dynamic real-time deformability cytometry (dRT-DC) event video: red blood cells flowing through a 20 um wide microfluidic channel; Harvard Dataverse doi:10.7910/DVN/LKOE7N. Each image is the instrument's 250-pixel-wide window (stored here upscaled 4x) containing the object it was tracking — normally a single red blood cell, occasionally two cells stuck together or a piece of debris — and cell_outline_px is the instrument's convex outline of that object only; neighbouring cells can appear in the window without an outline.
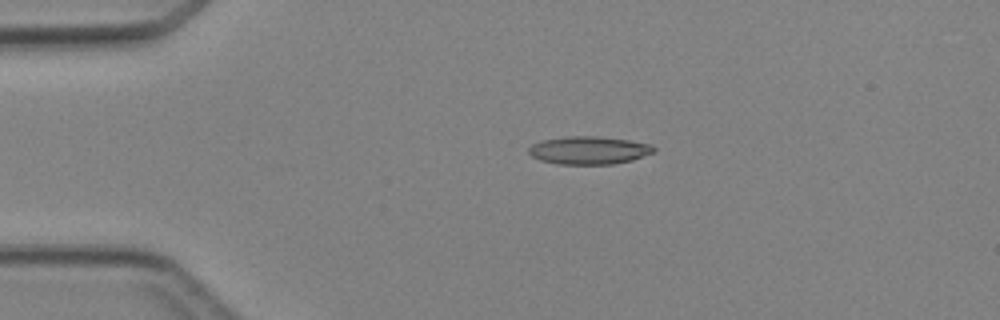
{"species": "Egyptian fruit bat (a non-hibernating species)", "species_latin": "Rousettus aegyptiacus", "temperature_condition": "cold", "stored_images_in_passage": 2, "camera_frame_rate_fps": 3000, "um_per_image_px": 0.085, "animal": {"sex": "female"}, "frame": {"image": 1, "passage_image": 1, "time_ms": 0.0, "image_size_px": [1000, 320], "cell_outline_px": [[656, 152], [632, 160], [612, 164], [556, 164], [540, 160], [532, 156], [528, 152], [528, 148], [532, 144], [544, 140], [564, 136], [596, 136], [628, 140], [652, 144], [656, 148]], "centroid_in_image_um": [50.08, 12.77], "position_along_channel_um": 34.9, "area_um2": 20.46}}